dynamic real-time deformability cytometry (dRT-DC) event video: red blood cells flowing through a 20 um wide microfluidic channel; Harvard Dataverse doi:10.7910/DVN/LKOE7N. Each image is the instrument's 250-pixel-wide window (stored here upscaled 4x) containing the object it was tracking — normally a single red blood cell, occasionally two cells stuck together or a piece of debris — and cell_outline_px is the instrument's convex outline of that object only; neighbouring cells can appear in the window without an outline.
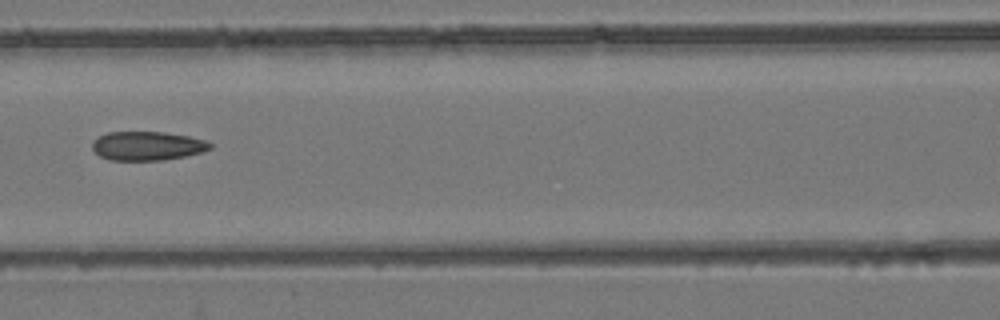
{"species": "common noctule bat (a hibernating species)", "species_latin": "Nyctalus noctula", "temperature_condition": "room temperature", "stored_images_in_passage": 8, "camera_frame_rate_fps": 3000, "um_per_image_px": 0.085, "animal": {"sex": "female", "body_mass_g": 24.6, "forearm_length_mm": 56.2}, "frame": {"image": 1, "passage_image": 7, "time_ms": 7.0, "image_size_px": [1000, 320], "cell_outline_px": [[212, 148], [200, 152], [184, 156], [160, 160], [112, 160], [100, 156], [92, 148], [92, 140], [108, 132], [164, 132], [188, 136], [204, 140], [212, 144]], "centroid_in_image_um": [12.5, 12.39], "position_along_channel_um": 154.1, "area_um2": 19.65}}
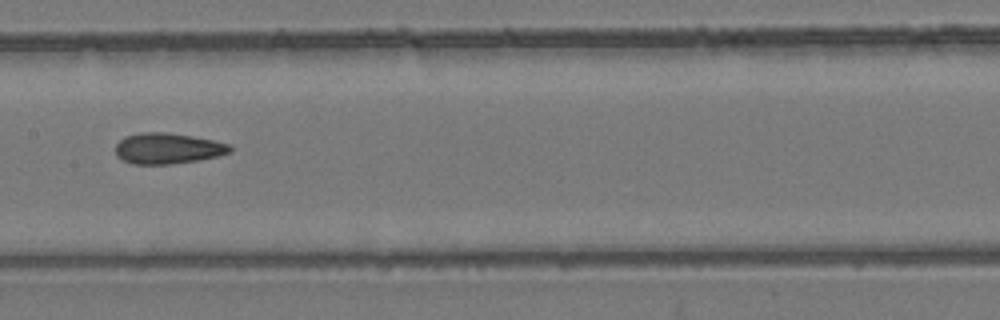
{"frame": {"image": 2, "passage_image": 8, "time_ms": 8.0, "image_size_px": [1000, 320], "cell_outline_px": [[232, 152], [216, 156], [196, 160], [172, 164], [132, 164], [116, 156], [116, 144], [124, 136], [140, 132], [168, 132], [192, 136], [232, 144]], "centroid_in_image_um": [14.25, 12.6], "position_along_channel_um": 193.1, "area_um2": 20.63}}